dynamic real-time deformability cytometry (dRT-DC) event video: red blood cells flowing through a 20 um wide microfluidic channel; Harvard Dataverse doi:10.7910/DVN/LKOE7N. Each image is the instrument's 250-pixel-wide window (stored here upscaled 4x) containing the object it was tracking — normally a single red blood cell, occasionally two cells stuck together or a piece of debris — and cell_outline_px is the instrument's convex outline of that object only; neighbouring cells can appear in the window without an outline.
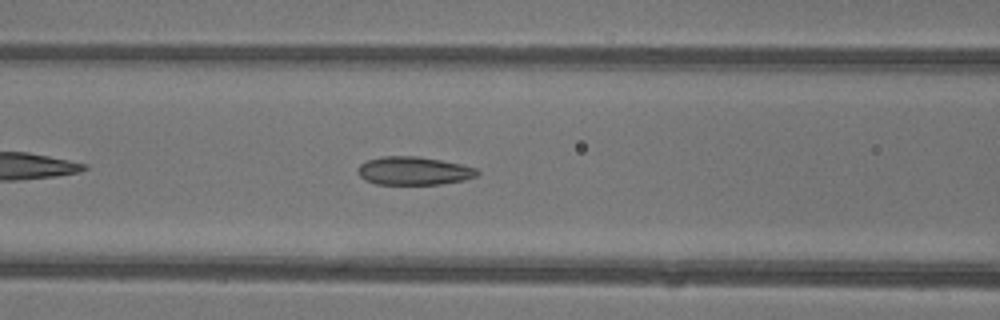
{"species": "common noctule bat (a hibernating species)", "species_latin": "Nyctalus noctula", "temperature_condition": "warm", "stored_images_in_passage": 34, "camera_frame_rate_fps": 3000, "um_per_image_px": 0.085, "animal": {"sex": "female"}, "frame": {"image": 1, "passage_image": 8, "time_ms": 2.333, "image_size_px": [1000, 320], "cell_outline_px": [[480, 172], [476, 176], [464, 180], [440, 184], [376, 184], [364, 180], [356, 172], [360, 164], [368, 160], [380, 156], [416, 156], [440, 160], [460, 164], [476, 168]], "centroid_in_image_um": [35.14, 14.52], "position_along_channel_um": 131.5, "area_um2": 19.65}}
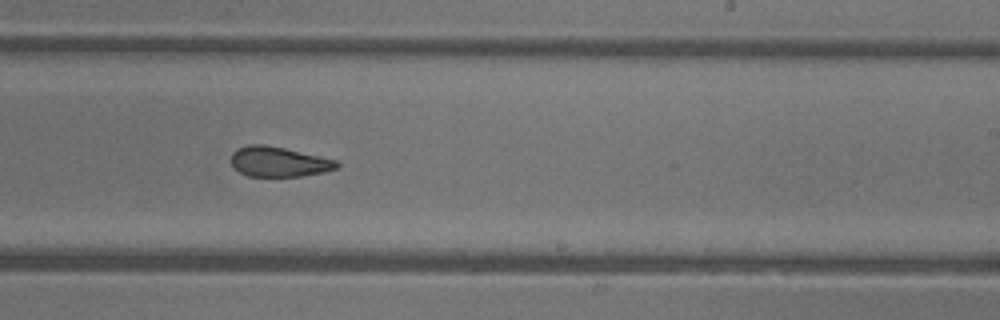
{"frame": {"image": 2, "passage_image": 17, "time_ms": 5.333, "image_size_px": [1000, 320], "cell_outline_px": [[340, 168], [324, 172], [300, 176], [248, 176], [240, 172], [232, 164], [232, 152], [236, 148], [248, 144], [264, 144], [284, 148], [320, 156], [336, 160], [340, 164]], "centroid_in_image_um": [23.71, 13.74], "position_along_channel_um": 265.3, "area_um2": 18.5}}
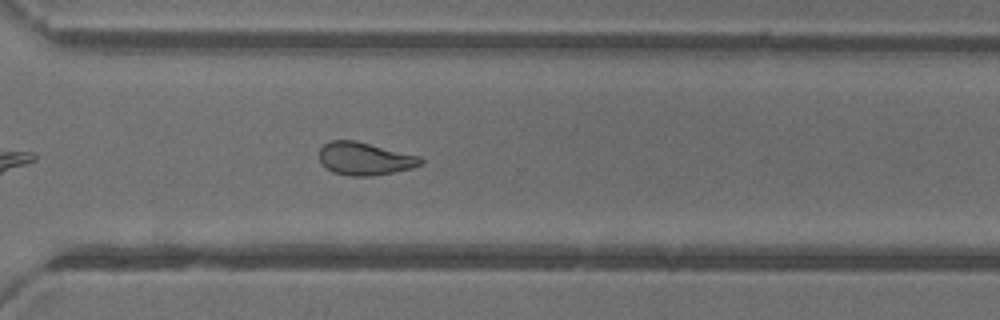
{"frame": {"image": 3, "passage_image": 22, "time_ms": 7.0, "image_size_px": [1000, 320], "cell_outline_px": [[424, 164], [412, 168], [372, 176], [348, 176], [332, 172], [320, 160], [320, 148], [324, 144], [332, 140], [356, 140], [420, 156], [424, 160]], "centroid_in_image_um": [31.04, 13.48], "position_along_channel_um": 339.6, "area_um2": 19.42}, "authors_computed_cell_mechanics": {"area_um2": 19.941, "velocity_mm_per_s": 4.4639, "shape_relaxation_time_tau1_ms": null, "shape_relaxation_time_tau2_ms": 3.0892, "deformation_change_tau1": null, "deformation_change_tau2": 0.0741}}